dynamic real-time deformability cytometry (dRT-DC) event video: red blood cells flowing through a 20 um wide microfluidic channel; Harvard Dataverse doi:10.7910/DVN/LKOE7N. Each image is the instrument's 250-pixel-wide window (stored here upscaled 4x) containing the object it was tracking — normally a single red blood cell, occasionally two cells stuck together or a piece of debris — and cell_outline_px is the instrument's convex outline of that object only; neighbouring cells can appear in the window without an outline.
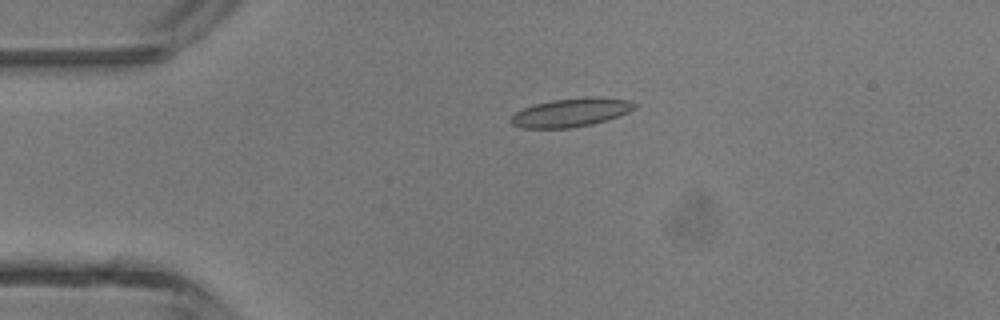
{"species": "common noctule bat (a hibernating species)", "species_latin": "Nyctalus noctula", "temperature_condition": "room temperature", "stored_images_in_passage": 4, "camera_frame_rate_fps": 3000, "um_per_image_px": 0.085, "animal": {"sex": "male", "body_mass_g": 13.3}, "frame": {"image": 1, "passage_image": 3, "time_ms": 0.667, "image_size_px": [1000, 320], "cell_outline_px": [[636, 108], [628, 112], [608, 120], [592, 124], [568, 128], [524, 128], [512, 124], [512, 116], [516, 112], [524, 108], [536, 104], [552, 100], [584, 96], [596, 96], [632, 100], [636, 104]], "centroid_in_image_um": [48.61, 9.54], "position_along_channel_um": 36.4, "area_um2": 20.63}}